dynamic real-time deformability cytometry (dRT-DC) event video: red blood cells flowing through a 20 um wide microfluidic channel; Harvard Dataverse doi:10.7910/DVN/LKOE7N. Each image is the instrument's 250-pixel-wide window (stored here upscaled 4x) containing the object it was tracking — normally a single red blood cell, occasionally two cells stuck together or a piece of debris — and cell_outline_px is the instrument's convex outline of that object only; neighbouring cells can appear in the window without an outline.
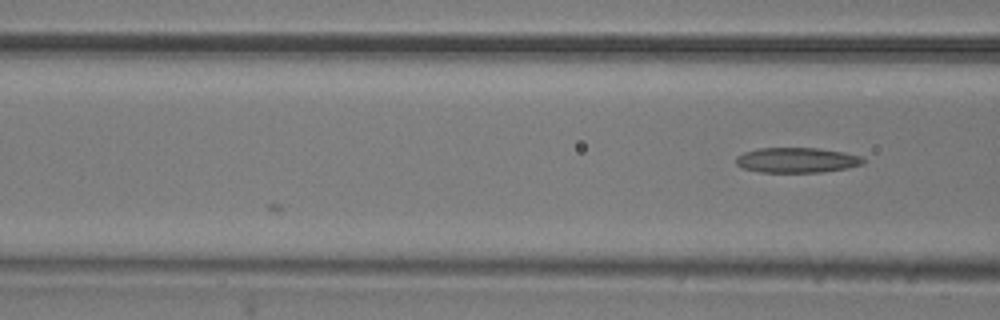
{"species": "common noctule bat (a hibernating species)", "species_latin": "Nyctalus noctula", "temperature_condition": "room temperature", "stored_images_in_passage": 5, "camera_frame_rate_fps": 3000, "um_per_image_px": 0.085, "animal": {"sex": "male", "body_mass_g": 20.5, "forearm_length_mm": 52.5}, "frame": {"image": 1, "passage_image": 5, "time_ms": 1.333, "image_size_px": [1000, 320], "cell_outline_px": [[864, 160], [860, 164], [848, 168], [820, 172], [760, 172], [744, 168], [736, 164], [736, 156], [744, 152], [760, 148], [820, 148], [844, 152], [860, 156]], "centroid_in_image_um": [67.71, 13.6], "position_along_channel_um": 98.9, "area_um2": 18.5}}